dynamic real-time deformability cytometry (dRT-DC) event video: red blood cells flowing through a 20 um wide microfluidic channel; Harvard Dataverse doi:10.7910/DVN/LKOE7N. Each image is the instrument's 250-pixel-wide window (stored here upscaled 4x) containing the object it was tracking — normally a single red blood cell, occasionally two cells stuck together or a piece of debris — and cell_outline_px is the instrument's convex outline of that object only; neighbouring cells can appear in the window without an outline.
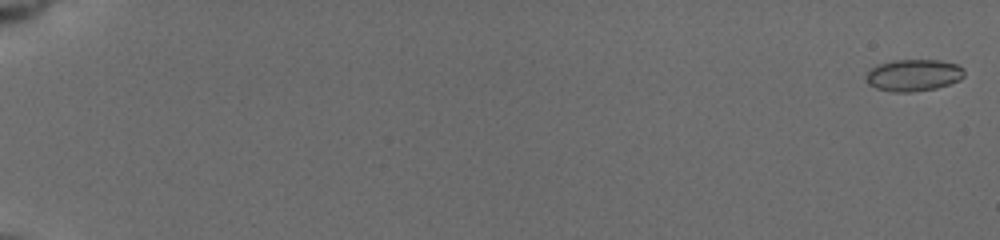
{"species": "common noctule bat (a hibernating species)", "species_latin": "Nyctalus noctula", "temperature_condition": "cold", "stored_images_in_passage": 58, "camera_frame_rate_fps": 3000, "um_per_image_px": 0.085, "animal": {"sex": "female", "body_mass_g": 19.5, "forearm_length_mm": 54.1}, "frame": {"image": 1, "passage_image": 2, "time_ms": 0.333, "image_size_px": [1000, 240], "cell_outline_px": [[964, 76], [960, 80], [936, 88], [908, 92], [892, 92], [876, 88], [868, 84], [868, 72], [876, 64], [892, 60], [940, 60], [956, 64], [964, 68]], "centroid_in_image_um": [77.67, 6.38], "position_along_channel_um": 7.3, "area_um2": 18.15}}
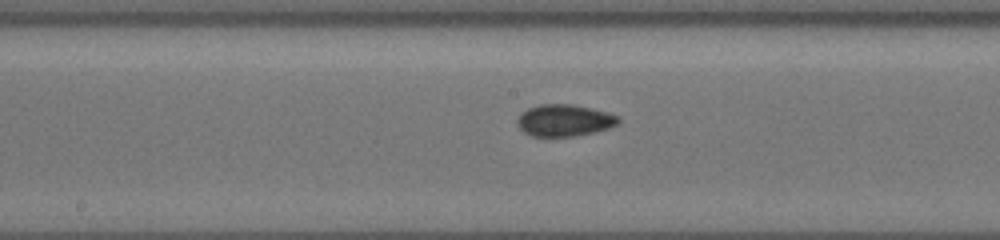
{"frame": {"image": 2, "passage_image": 34, "time_ms": 11.0, "image_size_px": [1000, 240], "cell_outline_px": [[620, 120], [616, 124], [608, 128], [592, 132], [572, 136], [532, 136], [524, 132], [516, 124], [516, 120], [520, 112], [528, 108], [540, 104], [572, 104], [592, 108], [608, 112], [616, 116]], "centroid_in_image_um": [47.91, 10.22], "position_along_channel_um": 200.3, "area_um2": 18.67}}
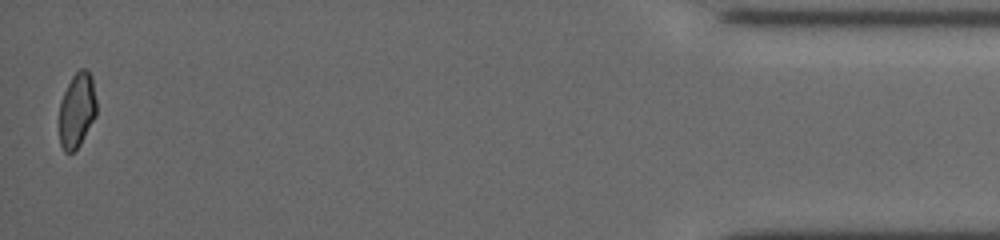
{"frame": {"image": 3, "passage_image": 58, "time_ms": 19.0, "image_size_px": [1000, 240], "cell_outline_px": [[96, 116], [80, 144], [72, 152], [64, 152], [60, 144], [60, 100], [72, 76], [80, 68], [88, 68], [92, 76], [96, 100]], "centroid_in_image_um": [6.55, 9.33], "position_along_channel_um": 428.6, "area_um2": 16.3}, "authors_computed_cell_mechanics": {"area_um2": 17.5134, "velocity_mm_per_s": 3.7717, "shape_relaxation_time_tau1_ms": null, "shape_relaxation_time_tau2_ms": 1.6634, "deformation_change_tau1": null, "deformation_change_tau2": 0.054}}